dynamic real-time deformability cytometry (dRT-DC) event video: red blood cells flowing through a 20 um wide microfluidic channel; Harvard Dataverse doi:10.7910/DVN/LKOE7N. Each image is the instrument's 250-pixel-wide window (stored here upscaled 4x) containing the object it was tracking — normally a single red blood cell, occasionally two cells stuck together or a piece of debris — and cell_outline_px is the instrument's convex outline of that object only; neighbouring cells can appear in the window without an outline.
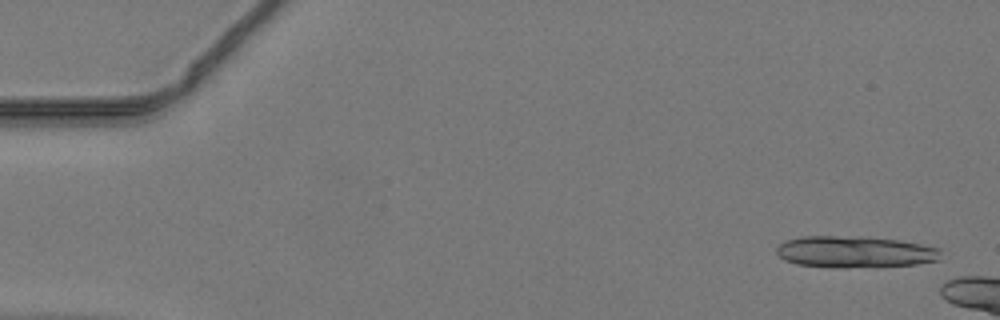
{"species": "common noctule bat (a hibernating species)", "species_latin": "Nyctalus noctula", "temperature_condition": "warm", "stored_images_in_passage": 10, "camera_frame_rate_fps": 3000, "um_per_image_px": 0.085, "animal": {"sex": "male", "body_mass_g": 19.2, "forearm_length_mm": 51.8}, "frame": {"image": 1, "passage_image": 2, "time_ms": 0.333, "image_size_px": [1000, 320], "cell_outline_px": [[940, 260], [916, 264], [848, 268], [832, 268], [796, 264], [784, 260], [776, 252], [776, 248], [784, 240], [800, 236], [868, 236], [900, 240], [940, 248]], "centroid_in_image_um": [72.64, 21.4], "position_along_channel_um": 12.4, "area_um2": 30.69}}